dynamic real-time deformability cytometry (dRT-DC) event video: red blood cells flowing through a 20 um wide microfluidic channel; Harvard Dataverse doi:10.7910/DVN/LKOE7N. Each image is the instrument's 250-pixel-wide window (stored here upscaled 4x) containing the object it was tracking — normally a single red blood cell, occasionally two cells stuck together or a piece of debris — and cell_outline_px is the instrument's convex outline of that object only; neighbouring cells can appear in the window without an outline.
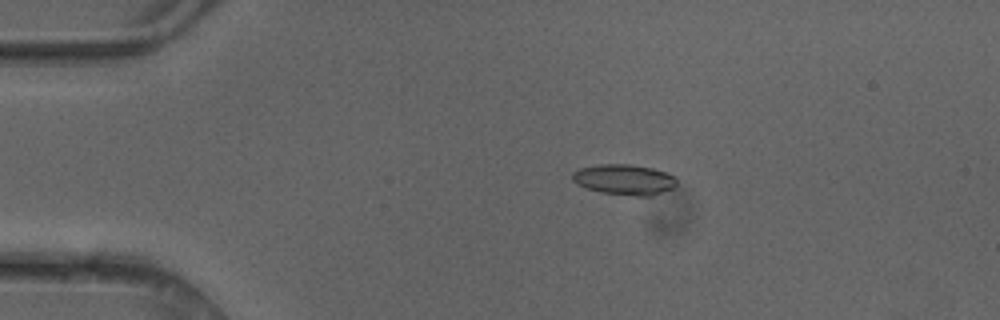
{"species": "common noctule bat (a hibernating species)", "species_latin": "Nyctalus noctula", "temperature_condition": "cold", "stored_images_in_passage": 4, "camera_frame_rate_fps": 3000, "um_per_image_px": 0.085, "animal": {"sex": "female"}, "frame": {"image": 1, "passage_image": 3, "time_ms": 0.667, "image_size_px": [1000, 320], "cell_outline_px": [[676, 184], [672, 188], [652, 196], [636, 196], [600, 192], [584, 188], [576, 184], [572, 180], [572, 172], [580, 168], [600, 164], [628, 164], [652, 168], [664, 172], [672, 176], [676, 180]], "centroid_in_image_um": [53.01, 15.27], "position_along_channel_um": 32.0, "area_um2": 18.5}}